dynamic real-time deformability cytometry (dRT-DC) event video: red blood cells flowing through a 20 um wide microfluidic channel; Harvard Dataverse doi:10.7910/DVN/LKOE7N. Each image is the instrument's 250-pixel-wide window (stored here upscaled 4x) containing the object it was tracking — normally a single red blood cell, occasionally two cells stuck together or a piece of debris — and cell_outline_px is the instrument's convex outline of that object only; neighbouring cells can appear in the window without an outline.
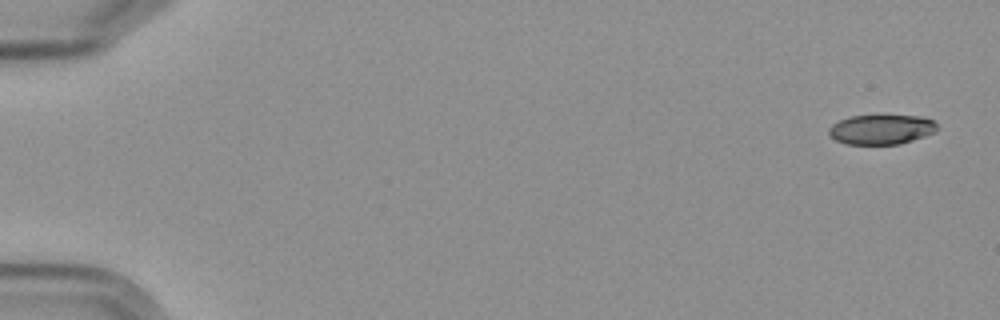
{"species": "Egyptian fruit bat (a non-hibernating species)", "species_latin": "Rousettus aegyptiacus", "temperature_condition": "cold", "stored_images_in_passage": 6, "camera_frame_rate_fps": 3000, "um_per_image_px": 0.085, "frame": {"image": 1, "passage_image": 1, "time_ms": 0.0, "image_size_px": [1000, 320], "cell_outline_px": [[936, 132], [900, 144], [844, 144], [836, 140], [828, 132], [828, 128], [832, 124], [840, 120], [852, 116], [880, 112], [920, 116], [932, 120], [936, 124]], "centroid_in_image_um": [74.91, 10.95], "position_along_channel_um": 10.1, "area_um2": 19.54}}
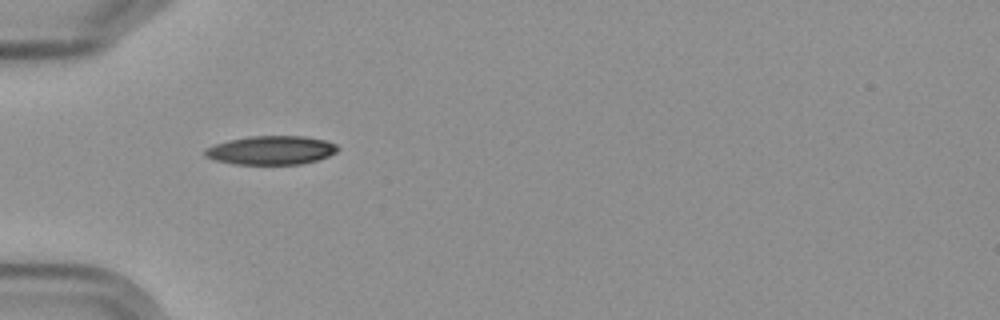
{"frame": {"image": 2, "passage_image": 5, "time_ms": 5.667, "image_size_px": [1000, 320], "cell_outline_px": [[340, 148], [336, 152], [328, 156], [316, 160], [300, 164], [236, 164], [216, 160], [204, 156], [204, 148], [216, 144], [248, 136], [304, 136], [324, 140], [336, 144]], "centroid_in_image_um": [23.06, 12.77], "position_along_channel_um": 61.9, "area_um2": 22.08}}
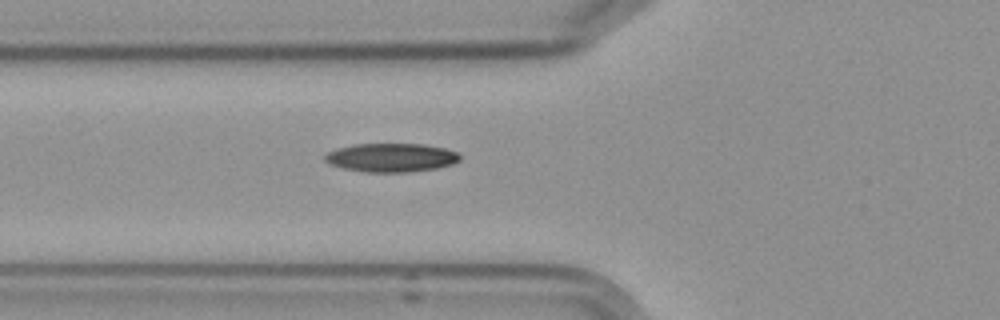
{"frame": {"image": 3, "passage_image": 6, "time_ms": 6.667, "image_size_px": [1000, 320], "cell_outline_px": [[460, 160], [452, 164], [436, 168], [408, 172], [368, 172], [344, 168], [332, 164], [324, 160], [324, 156], [328, 152], [336, 148], [356, 144], [424, 144], [444, 148], [456, 152], [460, 156]], "centroid_in_image_um": [33.26, 13.39], "position_along_channel_um": 92.5, "area_um2": 22.37}}